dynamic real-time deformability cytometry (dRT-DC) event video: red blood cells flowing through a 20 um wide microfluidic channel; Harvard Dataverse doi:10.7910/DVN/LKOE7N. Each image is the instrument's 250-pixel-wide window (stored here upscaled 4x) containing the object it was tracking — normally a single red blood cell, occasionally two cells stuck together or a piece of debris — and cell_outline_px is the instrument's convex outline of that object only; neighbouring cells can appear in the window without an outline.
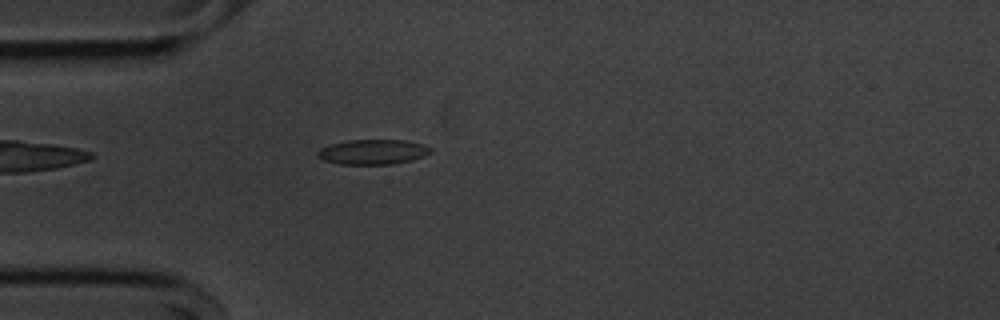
{"species": "common noctule bat (a hibernating species)", "species_latin": "Nyctalus noctula", "temperature_condition": "cold", "stored_images_in_passage": 45, "camera_frame_rate_fps": 3000, "um_per_image_px": 0.085, "animal": {"sex": "male", "body_mass_g": 20.1, "forearm_length_mm": 53.5}, "frame": {"image": 1, "passage_image": 5, "time_ms": 1.333, "image_size_px": [1000, 320], "cell_outline_px": [[432, 152], [424, 156], [412, 160], [392, 164], [340, 164], [324, 160], [316, 156], [316, 152], [320, 148], [332, 144], [348, 140], [404, 140], [424, 144], [432, 148]], "centroid_in_image_um": [31.71, 12.91], "position_along_channel_um": 53.3, "area_um2": 16.47}}
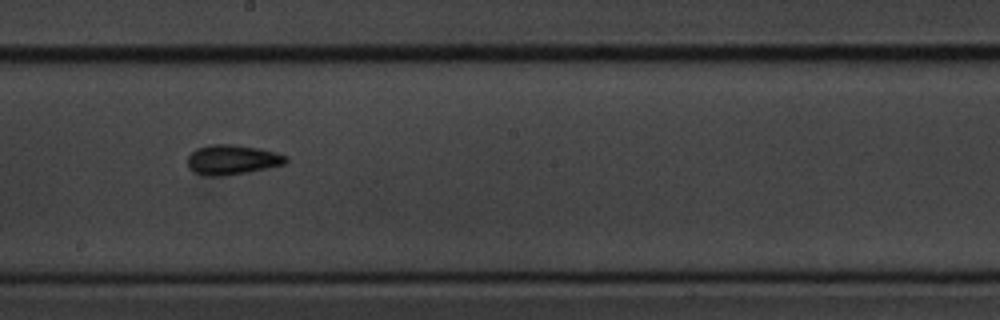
{"frame": {"image": 2, "passage_image": 20, "time_ms": 6.333, "image_size_px": [1000, 320], "cell_outline_px": [[288, 160], [284, 164], [268, 168], [248, 172], [224, 176], [212, 176], [196, 172], [188, 164], [188, 156], [196, 148], [208, 144], [236, 144], [260, 148], [276, 152], [288, 156]], "centroid_in_image_um": [19.79, 13.55], "position_along_channel_um": 228.4, "area_um2": 17.11}}
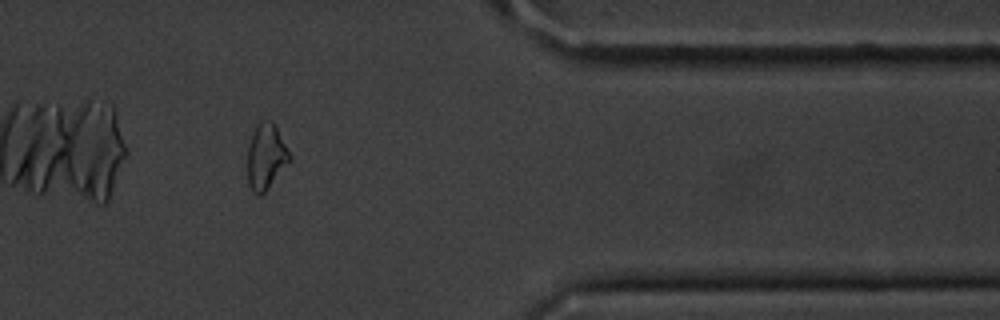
{"frame": {"image": 3, "passage_image": 35, "time_ms": 11.333, "image_size_px": [1000, 320], "cell_outline_px": [[292, 160], [264, 192], [260, 196], [256, 196], [252, 192], [248, 184], [248, 144], [252, 132], [260, 124], [272, 120], [292, 156]], "centroid_in_image_um": [22.62, 13.37], "position_along_channel_um": 388.8, "area_um2": 16.01}, "authors_computed_cell_mechanics": {"area_um2": 16.4152, "velocity_mm_per_s": 3.6155, "shape_relaxation_time_tau1_ms": 3.5439, "shape_relaxation_time_tau2_ms": 6.2192, "deformation_change_tau1": 0.0923, "deformation_change_tau2": 0.1291}}